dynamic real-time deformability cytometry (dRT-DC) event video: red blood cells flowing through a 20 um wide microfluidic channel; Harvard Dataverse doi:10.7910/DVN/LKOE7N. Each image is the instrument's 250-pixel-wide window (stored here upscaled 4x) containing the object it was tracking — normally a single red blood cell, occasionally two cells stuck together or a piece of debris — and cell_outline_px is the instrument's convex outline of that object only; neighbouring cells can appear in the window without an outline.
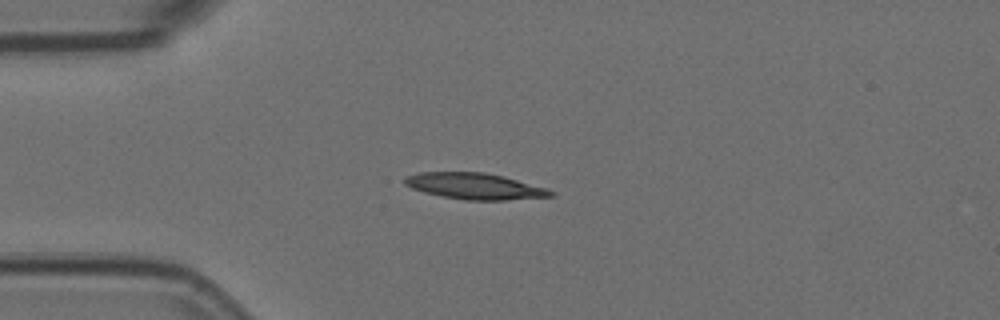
{"species": "Egyptian fruit bat (a non-hibernating species)", "species_latin": "Rousettus aegyptiacus", "temperature_condition": "room temperature", "stored_images_in_passage": 12, "camera_frame_rate_fps": 3000, "um_per_image_px": 0.085, "animal": {"sex": "female"}, "frame": {"image": 1, "passage_image": 1, "time_ms": 0.0, "image_size_px": [1000, 320], "cell_outline_px": [[556, 196], [504, 200], [468, 200], [444, 196], [424, 192], [412, 188], [404, 184], [404, 176], [420, 172], [484, 172], [504, 176], [544, 188], [556, 192]], "centroid_in_image_um": [40.35, 15.82], "position_along_channel_um": 44.7, "area_um2": 22.14}}
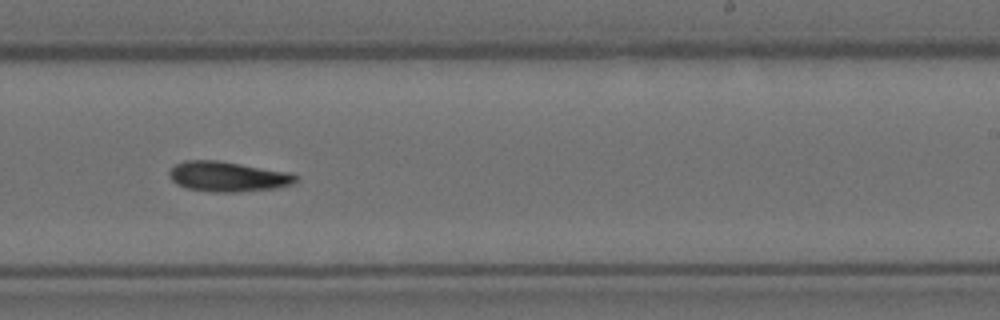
{"frame": {"image": 2, "passage_image": 7, "time_ms": 2.0, "image_size_px": [1000, 320], "cell_outline_px": [[296, 180], [292, 184], [276, 188], [236, 192], [208, 192], [188, 188], [176, 184], [168, 176], [168, 172], [176, 164], [184, 160], [216, 160], [292, 172], [296, 176]], "centroid_in_image_um": [19.34, 15.01], "position_along_channel_um": 269.7, "area_um2": 22.25}}
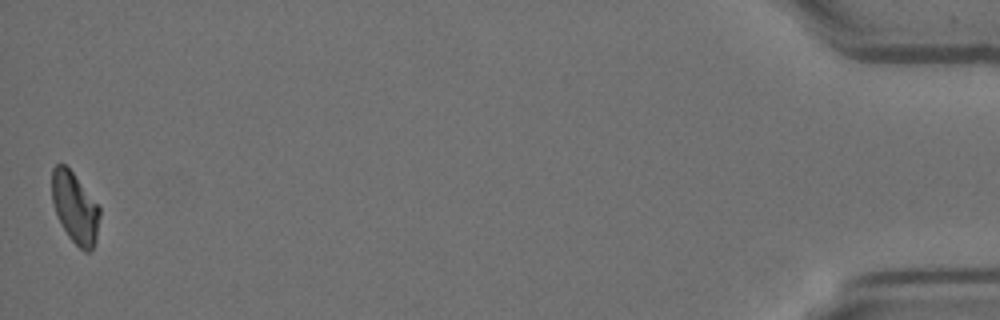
{"frame": {"image": 3, "passage_image": 12, "time_ms": 3.667, "image_size_px": [1000, 320], "cell_outline_px": [[100, 216], [96, 240], [92, 248], [88, 252], [84, 252], [68, 236], [56, 212], [52, 200], [52, 168], [56, 164], [64, 164], [72, 172], [100, 208]], "centroid_in_image_um": [6.37, 17.67], "position_along_channel_um": 428.8, "area_um2": 19.31}}